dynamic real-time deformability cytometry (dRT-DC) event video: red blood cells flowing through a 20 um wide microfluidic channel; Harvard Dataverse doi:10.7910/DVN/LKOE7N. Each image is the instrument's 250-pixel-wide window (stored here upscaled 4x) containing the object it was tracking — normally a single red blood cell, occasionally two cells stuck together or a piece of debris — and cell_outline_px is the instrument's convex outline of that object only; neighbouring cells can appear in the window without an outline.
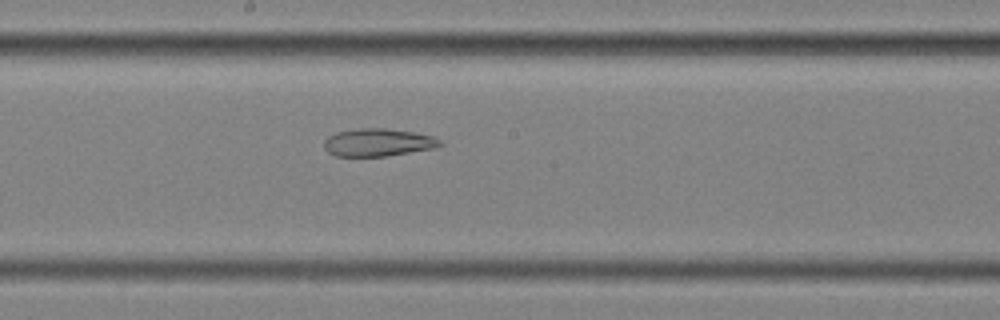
{"species": "common noctule bat (a hibernating species)", "species_latin": "Nyctalus noctula", "temperature_condition": "cold", "stored_images_in_passage": 58, "segment_of_instrument_passage": [2, 2], "camera_frame_rate_fps": 3000, "um_per_image_px": 0.085, "animal": {"sex": "female", "body_mass_g": 25.1}, "frame": {"image": 1, "passage_image": 32, "time_ms": 10.333, "image_size_px": [1000, 320], "cell_outline_px": [[444, 144], [436, 148], [388, 156], [336, 156], [328, 152], [324, 148], [324, 140], [328, 136], [336, 132], [360, 128], [384, 128], [412, 132], [432, 136], [440, 140]], "centroid_in_image_um": [32.13, 12.11], "position_along_channel_um": 216.1, "area_um2": 18.79}}
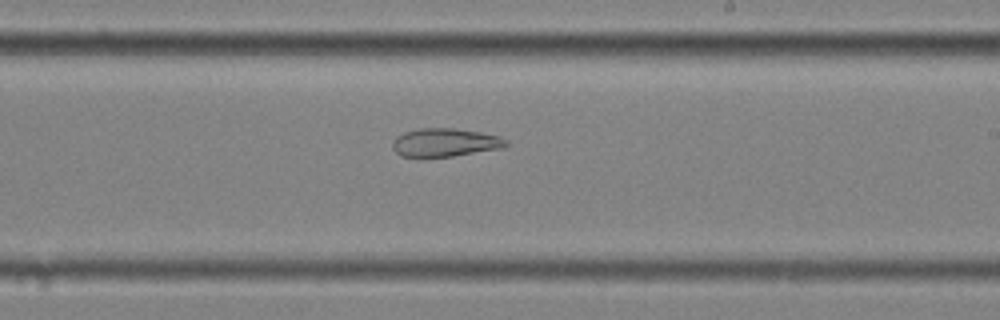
{"frame": {"image": 2, "passage_image": 35, "time_ms": 11.333, "image_size_px": [1000, 320], "cell_outline_px": [[508, 144], [500, 148], [452, 156], [420, 160], [400, 156], [392, 148], [392, 140], [396, 136], [404, 132], [420, 128], [452, 128], [480, 132], [500, 136], [508, 140]], "centroid_in_image_um": [37.73, 12.14], "position_along_channel_um": 251.3, "area_um2": 19.31}}
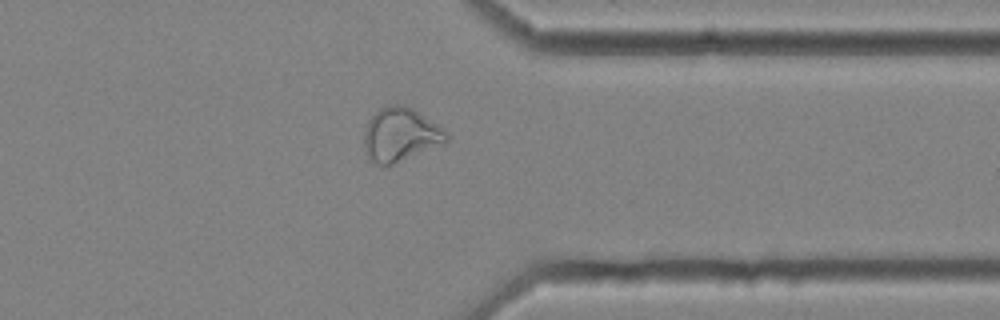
{"frame": {"image": 3, "passage_image": 46, "time_ms": 15.0, "image_size_px": [1000, 320], "cell_outline_px": [[448, 140], [444, 144], [392, 164], [376, 164], [368, 156], [364, 144], [364, 132], [368, 120], [380, 108], [392, 104], [404, 104], [412, 108], [448, 132]], "centroid_in_image_um": [34.04, 11.43], "position_along_channel_um": 377.4, "area_um2": 25.43}}